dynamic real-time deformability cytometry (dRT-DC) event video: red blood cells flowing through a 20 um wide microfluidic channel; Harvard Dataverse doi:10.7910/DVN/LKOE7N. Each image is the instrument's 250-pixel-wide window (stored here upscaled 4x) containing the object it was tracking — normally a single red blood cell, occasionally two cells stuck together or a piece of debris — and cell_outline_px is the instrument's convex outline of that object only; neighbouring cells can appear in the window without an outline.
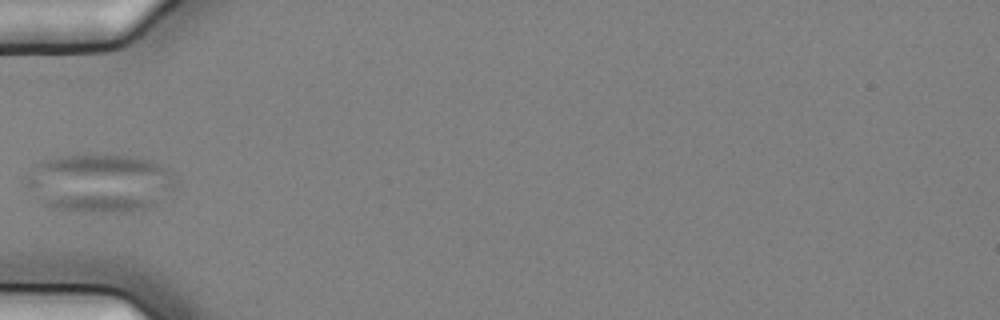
{"species": "common noctule bat (a hibernating species)", "species_latin": "Nyctalus noctula", "temperature_condition": "cold", "stored_images_in_passage": 6, "camera_frame_rate_fps": 3000, "um_per_image_px": 0.085, "animal": {"sex": "female", "body_mass_g": 25.1}, "frame": {"image": 1, "passage_image": 3, "time_ms": 0.667, "image_size_px": [1000, 320], "cell_outline_px": [[176, 180], [172, 188], [148, 208], [124, 212], [80, 212], [60, 208], [44, 204], [24, 184], [24, 176], [40, 160], [60, 156], [84, 152], [92, 152], [140, 156], [152, 160], [172, 168], [176, 172]], "centroid_in_image_um": [8.48, 15.48], "position_along_channel_um": 76.5, "area_um2": 52.19}}
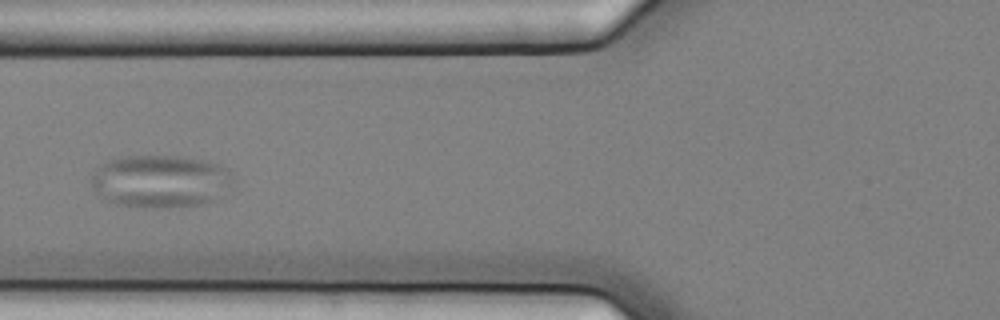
{"frame": {"image": 2, "passage_image": 4, "time_ms": 1.0, "image_size_px": [1000, 320], "cell_outline_px": [[232, 176], [228, 184], [212, 200], [200, 204], [168, 208], [160, 208], [116, 204], [100, 196], [92, 188], [92, 176], [96, 168], [104, 160], [124, 156], [180, 156], [200, 160], [216, 164], [228, 168]], "centroid_in_image_um": [13.54, 15.39], "position_along_channel_um": 112.3, "area_um2": 42.95}}